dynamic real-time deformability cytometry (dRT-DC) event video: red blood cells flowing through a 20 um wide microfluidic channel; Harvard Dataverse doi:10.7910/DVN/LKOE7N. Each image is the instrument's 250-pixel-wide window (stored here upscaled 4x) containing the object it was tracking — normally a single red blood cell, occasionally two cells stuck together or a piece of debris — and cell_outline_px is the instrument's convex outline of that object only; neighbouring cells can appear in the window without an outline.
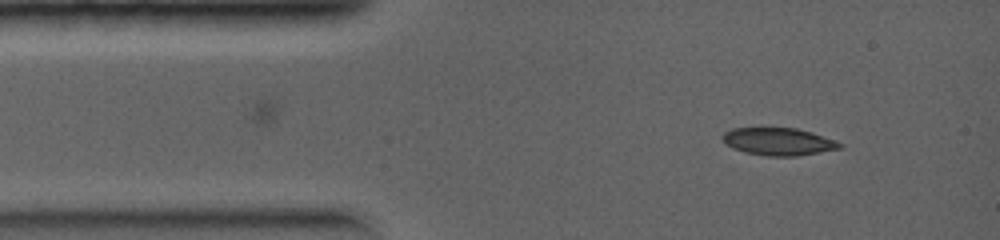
{"species": "common noctule bat (a hibernating species)", "species_latin": "Nyctalus noctula", "temperature_condition": "warm", "stored_images_in_passage": 12, "camera_frame_rate_fps": 5000, "um_per_image_px": 0.085, "animal": {"sex": "female", "body_mass_g": 19.0, "forearm_length_mm": 56.7}, "frame": {"image": 1, "passage_image": 1, "time_ms": 0.0, "image_size_px": [1000, 240], "cell_outline_px": [[844, 148], [796, 156], [768, 156], [744, 152], [732, 148], [724, 144], [720, 136], [724, 132], [732, 128], [796, 128], [812, 132], [844, 144]], "centroid_in_image_um": [66.14, 12.03], "position_along_channel_um": 18.9, "area_um2": 18.96}}
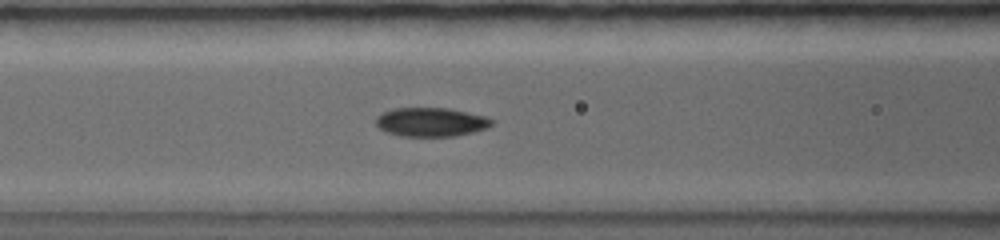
{"frame": {"image": 2, "passage_image": 7, "time_ms": 2.4, "image_size_px": [1000, 240], "cell_outline_px": [[496, 120], [488, 128], [456, 136], [400, 136], [388, 132], [380, 128], [376, 124], [376, 116], [380, 112], [392, 108], [452, 108], [484, 116]], "centroid_in_image_um": [36.64, 10.36], "position_along_channel_um": 130.0, "area_um2": 19.71}}
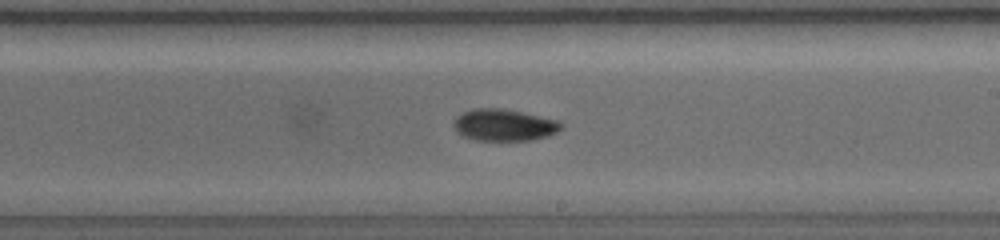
{"frame": {"image": 3, "passage_image": 12, "time_ms": 4.2, "image_size_px": [1000, 240], "cell_outline_px": [[564, 128], [548, 136], [532, 140], [476, 140], [460, 136], [456, 132], [452, 124], [452, 120], [460, 112], [472, 108], [500, 108], [540, 116], [556, 120], [564, 124]], "centroid_in_image_um": [42.78, 10.62], "position_along_channel_um": 246.2, "area_um2": 20.23}}